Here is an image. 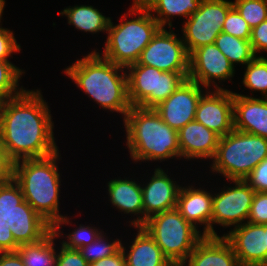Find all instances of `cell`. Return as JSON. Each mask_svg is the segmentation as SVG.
Masks as SVG:
<instances>
[{"instance_id": "6", "label": "cell", "mask_w": 267, "mask_h": 266, "mask_svg": "<svg viewBox=\"0 0 267 266\" xmlns=\"http://www.w3.org/2000/svg\"><path fill=\"white\" fill-rule=\"evenodd\" d=\"M266 157L267 139L233 129L220 137L211 168L230 182L244 180Z\"/></svg>"}, {"instance_id": "38", "label": "cell", "mask_w": 267, "mask_h": 266, "mask_svg": "<svg viewBox=\"0 0 267 266\" xmlns=\"http://www.w3.org/2000/svg\"><path fill=\"white\" fill-rule=\"evenodd\" d=\"M250 43L255 55L267 51V19L251 30Z\"/></svg>"}, {"instance_id": "40", "label": "cell", "mask_w": 267, "mask_h": 266, "mask_svg": "<svg viewBox=\"0 0 267 266\" xmlns=\"http://www.w3.org/2000/svg\"><path fill=\"white\" fill-rule=\"evenodd\" d=\"M90 266H126L123 251L122 249H120L116 254L112 256L92 262Z\"/></svg>"}, {"instance_id": "27", "label": "cell", "mask_w": 267, "mask_h": 266, "mask_svg": "<svg viewBox=\"0 0 267 266\" xmlns=\"http://www.w3.org/2000/svg\"><path fill=\"white\" fill-rule=\"evenodd\" d=\"M214 44L233 66L235 63L247 65L257 56L253 51L250 40L237 38L224 32L219 33Z\"/></svg>"}, {"instance_id": "18", "label": "cell", "mask_w": 267, "mask_h": 266, "mask_svg": "<svg viewBox=\"0 0 267 266\" xmlns=\"http://www.w3.org/2000/svg\"><path fill=\"white\" fill-rule=\"evenodd\" d=\"M234 129L267 139V98L233 93Z\"/></svg>"}, {"instance_id": "21", "label": "cell", "mask_w": 267, "mask_h": 266, "mask_svg": "<svg viewBox=\"0 0 267 266\" xmlns=\"http://www.w3.org/2000/svg\"><path fill=\"white\" fill-rule=\"evenodd\" d=\"M188 262V263H187ZM240 266L223 236H204L181 266Z\"/></svg>"}, {"instance_id": "11", "label": "cell", "mask_w": 267, "mask_h": 266, "mask_svg": "<svg viewBox=\"0 0 267 266\" xmlns=\"http://www.w3.org/2000/svg\"><path fill=\"white\" fill-rule=\"evenodd\" d=\"M135 64L155 67L165 72H189V54L182 39L161 27L143 49Z\"/></svg>"}, {"instance_id": "28", "label": "cell", "mask_w": 267, "mask_h": 266, "mask_svg": "<svg viewBox=\"0 0 267 266\" xmlns=\"http://www.w3.org/2000/svg\"><path fill=\"white\" fill-rule=\"evenodd\" d=\"M23 73L9 60H0V101L16 97L25 90L18 87Z\"/></svg>"}, {"instance_id": "33", "label": "cell", "mask_w": 267, "mask_h": 266, "mask_svg": "<svg viewBox=\"0 0 267 266\" xmlns=\"http://www.w3.org/2000/svg\"><path fill=\"white\" fill-rule=\"evenodd\" d=\"M95 227H89L81 225L79 228L75 229L72 233L68 235L67 240L61 243L66 248L69 249H79L81 247H85L95 241L98 236L102 233V231H98Z\"/></svg>"}, {"instance_id": "15", "label": "cell", "mask_w": 267, "mask_h": 266, "mask_svg": "<svg viewBox=\"0 0 267 266\" xmlns=\"http://www.w3.org/2000/svg\"><path fill=\"white\" fill-rule=\"evenodd\" d=\"M203 89L194 81L186 79L167 99L154 109L162 120L177 132L195 120L196 108Z\"/></svg>"}, {"instance_id": "43", "label": "cell", "mask_w": 267, "mask_h": 266, "mask_svg": "<svg viewBox=\"0 0 267 266\" xmlns=\"http://www.w3.org/2000/svg\"><path fill=\"white\" fill-rule=\"evenodd\" d=\"M4 7H5V0H0V22H1V17H2Z\"/></svg>"}, {"instance_id": "24", "label": "cell", "mask_w": 267, "mask_h": 266, "mask_svg": "<svg viewBox=\"0 0 267 266\" xmlns=\"http://www.w3.org/2000/svg\"><path fill=\"white\" fill-rule=\"evenodd\" d=\"M150 13L155 12L153 17L161 27L168 26L171 30L173 16L189 18L195 13L202 0H138ZM157 15V16H156Z\"/></svg>"}, {"instance_id": "14", "label": "cell", "mask_w": 267, "mask_h": 266, "mask_svg": "<svg viewBox=\"0 0 267 266\" xmlns=\"http://www.w3.org/2000/svg\"><path fill=\"white\" fill-rule=\"evenodd\" d=\"M223 237L230 243L240 266H267L266 224L245 222Z\"/></svg>"}, {"instance_id": "37", "label": "cell", "mask_w": 267, "mask_h": 266, "mask_svg": "<svg viewBox=\"0 0 267 266\" xmlns=\"http://www.w3.org/2000/svg\"><path fill=\"white\" fill-rule=\"evenodd\" d=\"M56 266H90V264L81 256L79 250L62 245L57 255Z\"/></svg>"}, {"instance_id": "7", "label": "cell", "mask_w": 267, "mask_h": 266, "mask_svg": "<svg viewBox=\"0 0 267 266\" xmlns=\"http://www.w3.org/2000/svg\"><path fill=\"white\" fill-rule=\"evenodd\" d=\"M0 223L10 228L20 246L40 241L52 226L25 200L19 184L11 176L0 183Z\"/></svg>"}, {"instance_id": "25", "label": "cell", "mask_w": 267, "mask_h": 266, "mask_svg": "<svg viewBox=\"0 0 267 266\" xmlns=\"http://www.w3.org/2000/svg\"><path fill=\"white\" fill-rule=\"evenodd\" d=\"M59 13L66 15L68 24L75 26L76 29L93 34L101 31L107 33L111 21L110 17H105L93 6L76 5L65 8Z\"/></svg>"}, {"instance_id": "30", "label": "cell", "mask_w": 267, "mask_h": 266, "mask_svg": "<svg viewBox=\"0 0 267 266\" xmlns=\"http://www.w3.org/2000/svg\"><path fill=\"white\" fill-rule=\"evenodd\" d=\"M103 235L104 233H101L95 241L85 247L78 249L81 256L89 264L102 258L112 256L121 249L122 241L117 239L112 242H108V240Z\"/></svg>"}, {"instance_id": "16", "label": "cell", "mask_w": 267, "mask_h": 266, "mask_svg": "<svg viewBox=\"0 0 267 266\" xmlns=\"http://www.w3.org/2000/svg\"><path fill=\"white\" fill-rule=\"evenodd\" d=\"M195 120L220 137L234 129L233 92L224 90L206 91L199 99Z\"/></svg>"}, {"instance_id": "22", "label": "cell", "mask_w": 267, "mask_h": 266, "mask_svg": "<svg viewBox=\"0 0 267 266\" xmlns=\"http://www.w3.org/2000/svg\"><path fill=\"white\" fill-rule=\"evenodd\" d=\"M108 193L112 205L124 214L142 215L131 221V226H142L144 224V207L142 199V186L140 183L124 179H113L108 182Z\"/></svg>"}, {"instance_id": "26", "label": "cell", "mask_w": 267, "mask_h": 266, "mask_svg": "<svg viewBox=\"0 0 267 266\" xmlns=\"http://www.w3.org/2000/svg\"><path fill=\"white\" fill-rule=\"evenodd\" d=\"M56 237L52 229L40 241L20 245L16 252L25 266H56L58 255L54 247V238L56 239Z\"/></svg>"}, {"instance_id": "44", "label": "cell", "mask_w": 267, "mask_h": 266, "mask_svg": "<svg viewBox=\"0 0 267 266\" xmlns=\"http://www.w3.org/2000/svg\"><path fill=\"white\" fill-rule=\"evenodd\" d=\"M266 240H267V224H266Z\"/></svg>"}, {"instance_id": "8", "label": "cell", "mask_w": 267, "mask_h": 266, "mask_svg": "<svg viewBox=\"0 0 267 266\" xmlns=\"http://www.w3.org/2000/svg\"><path fill=\"white\" fill-rule=\"evenodd\" d=\"M142 227L174 266H181L204 237L176 208L151 216Z\"/></svg>"}, {"instance_id": "2", "label": "cell", "mask_w": 267, "mask_h": 266, "mask_svg": "<svg viewBox=\"0 0 267 266\" xmlns=\"http://www.w3.org/2000/svg\"><path fill=\"white\" fill-rule=\"evenodd\" d=\"M59 151L44 158L23 159L12 164L11 176L19 184L24 200L51 226L57 237L61 224L69 223L59 213L60 173ZM61 234V235H60Z\"/></svg>"}, {"instance_id": "19", "label": "cell", "mask_w": 267, "mask_h": 266, "mask_svg": "<svg viewBox=\"0 0 267 266\" xmlns=\"http://www.w3.org/2000/svg\"><path fill=\"white\" fill-rule=\"evenodd\" d=\"M180 158L213 159L220 136L193 120L178 131Z\"/></svg>"}, {"instance_id": "29", "label": "cell", "mask_w": 267, "mask_h": 266, "mask_svg": "<svg viewBox=\"0 0 267 266\" xmlns=\"http://www.w3.org/2000/svg\"><path fill=\"white\" fill-rule=\"evenodd\" d=\"M243 84L250 90L260 91L267 98V58L256 56L247 64Z\"/></svg>"}, {"instance_id": "20", "label": "cell", "mask_w": 267, "mask_h": 266, "mask_svg": "<svg viewBox=\"0 0 267 266\" xmlns=\"http://www.w3.org/2000/svg\"><path fill=\"white\" fill-rule=\"evenodd\" d=\"M213 195L201 188L181 187L176 209L195 228L204 226L202 235L211 236V215Z\"/></svg>"}, {"instance_id": "23", "label": "cell", "mask_w": 267, "mask_h": 266, "mask_svg": "<svg viewBox=\"0 0 267 266\" xmlns=\"http://www.w3.org/2000/svg\"><path fill=\"white\" fill-rule=\"evenodd\" d=\"M136 229L138 233L132 245L129 246L128 253L121 245L126 266H174L142 226Z\"/></svg>"}, {"instance_id": "36", "label": "cell", "mask_w": 267, "mask_h": 266, "mask_svg": "<svg viewBox=\"0 0 267 266\" xmlns=\"http://www.w3.org/2000/svg\"><path fill=\"white\" fill-rule=\"evenodd\" d=\"M20 44L17 43L11 30L0 27V60H8L13 53L19 52Z\"/></svg>"}, {"instance_id": "41", "label": "cell", "mask_w": 267, "mask_h": 266, "mask_svg": "<svg viewBox=\"0 0 267 266\" xmlns=\"http://www.w3.org/2000/svg\"><path fill=\"white\" fill-rule=\"evenodd\" d=\"M12 163L7 159L0 142V183L11 177Z\"/></svg>"}, {"instance_id": "13", "label": "cell", "mask_w": 267, "mask_h": 266, "mask_svg": "<svg viewBox=\"0 0 267 266\" xmlns=\"http://www.w3.org/2000/svg\"><path fill=\"white\" fill-rule=\"evenodd\" d=\"M234 67L215 44H208L195 49L189 55L188 79L208 90L211 83H214L216 90H224L215 80L225 81L232 78L235 74Z\"/></svg>"}, {"instance_id": "3", "label": "cell", "mask_w": 267, "mask_h": 266, "mask_svg": "<svg viewBox=\"0 0 267 266\" xmlns=\"http://www.w3.org/2000/svg\"><path fill=\"white\" fill-rule=\"evenodd\" d=\"M124 70L126 68L94 50L66 68L65 74L103 109L119 112L125 118L132 106L128 97L127 72Z\"/></svg>"}, {"instance_id": "32", "label": "cell", "mask_w": 267, "mask_h": 266, "mask_svg": "<svg viewBox=\"0 0 267 266\" xmlns=\"http://www.w3.org/2000/svg\"><path fill=\"white\" fill-rule=\"evenodd\" d=\"M251 28L233 7L227 14L222 26V32L244 40H250Z\"/></svg>"}, {"instance_id": "34", "label": "cell", "mask_w": 267, "mask_h": 266, "mask_svg": "<svg viewBox=\"0 0 267 266\" xmlns=\"http://www.w3.org/2000/svg\"><path fill=\"white\" fill-rule=\"evenodd\" d=\"M247 222L267 224V192H255Z\"/></svg>"}, {"instance_id": "17", "label": "cell", "mask_w": 267, "mask_h": 266, "mask_svg": "<svg viewBox=\"0 0 267 266\" xmlns=\"http://www.w3.org/2000/svg\"><path fill=\"white\" fill-rule=\"evenodd\" d=\"M176 183L168 177L163 169H155L149 183L142 187L144 223L155 214L176 208L181 189V186Z\"/></svg>"}, {"instance_id": "39", "label": "cell", "mask_w": 267, "mask_h": 266, "mask_svg": "<svg viewBox=\"0 0 267 266\" xmlns=\"http://www.w3.org/2000/svg\"><path fill=\"white\" fill-rule=\"evenodd\" d=\"M18 247L10 228L0 223V252H14Z\"/></svg>"}, {"instance_id": "12", "label": "cell", "mask_w": 267, "mask_h": 266, "mask_svg": "<svg viewBox=\"0 0 267 266\" xmlns=\"http://www.w3.org/2000/svg\"><path fill=\"white\" fill-rule=\"evenodd\" d=\"M228 187L213 195L211 236H217L213 224L223 227L242 225L248 219L255 191L244 180H232Z\"/></svg>"}, {"instance_id": "1", "label": "cell", "mask_w": 267, "mask_h": 266, "mask_svg": "<svg viewBox=\"0 0 267 266\" xmlns=\"http://www.w3.org/2000/svg\"><path fill=\"white\" fill-rule=\"evenodd\" d=\"M39 90L0 101V142L7 159L44 158L58 150L49 106Z\"/></svg>"}, {"instance_id": "42", "label": "cell", "mask_w": 267, "mask_h": 266, "mask_svg": "<svg viewBox=\"0 0 267 266\" xmlns=\"http://www.w3.org/2000/svg\"><path fill=\"white\" fill-rule=\"evenodd\" d=\"M0 266H25L20 255L14 252H0Z\"/></svg>"}, {"instance_id": "31", "label": "cell", "mask_w": 267, "mask_h": 266, "mask_svg": "<svg viewBox=\"0 0 267 266\" xmlns=\"http://www.w3.org/2000/svg\"><path fill=\"white\" fill-rule=\"evenodd\" d=\"M232 4L251 29L267 19V0H235Z\"/></svg>"}, {"instance_id": "35", "label": "cell", "mask_w": 267, "mask_h": 266, "mask_svg": "<svg viewBox=\"0 0 267 266\" xmlns=\"http://www.w3.org/2000/svg\"><path fill=\"white\" fill-rule=\"evenodd\" d=\"M244 181L255 192H267V157L253 169Z\"/></svg>"}, {"instance_id": "9", "label": "cell", "mask_w": 267, "mask_h": 266, "mask_svg": "<svg viewBox=\"0 0 267 266\" xmlns=\"http://www.w3.org/2000/svg\"><path fill=\"white\" fill-rule=\"evenodd\" d=\"M126 69L130 104L146 109H154L167 99L188 79L189 73L165 72L142 64H132Z\"/></svg>"}, {"instance_id": "4", "label": "cell", "mask_w": 267, "mask_h": 266, "mask_svg": "<svg viewBox=\"0 0 267 266\" xmlns=\"http://www.w3.org/2000/svg\"><path fill=\"white\" fill-rule=\"evenodd\" d=\"M123 121L127 148L135 162L180 157L178 132L155 109L132 106Z\"/></svg>"}, {"instance_id": "10", "label": "cell", "mask_w": 267, "mask_h": 266, "mask_svg": "<svg viewBox=\"0 0 267 266\" xmlns=\"http://www.w3.org/2000/svg\"><path fill=\"white\" fill-rule=\"evenodd\" d=\"M232 8V1H201L198 10L186 19L182 27V40L189 55L195 49L215 43V39L222 32L227 14Z\"/></svg>"}, {"instance_id": "5", "label": "cell", "mask_w": 267, "mask_h": 266, "mask_svg": "<svg viewBox=\"0 0 267 266\" xmlns=\"http://www.w3.org/2000/svg\"><path fill=\"white\" fill-rule=\"evenodd\" d=\"M129 11L130 15L136 14L138 17L127 20L129 13H125L120 24L114 25L110 21L102 53V57L124 68L137 63L143 49L161 28L153 13H150L138 0H133Z\"/></svg>"}]
</instances>
